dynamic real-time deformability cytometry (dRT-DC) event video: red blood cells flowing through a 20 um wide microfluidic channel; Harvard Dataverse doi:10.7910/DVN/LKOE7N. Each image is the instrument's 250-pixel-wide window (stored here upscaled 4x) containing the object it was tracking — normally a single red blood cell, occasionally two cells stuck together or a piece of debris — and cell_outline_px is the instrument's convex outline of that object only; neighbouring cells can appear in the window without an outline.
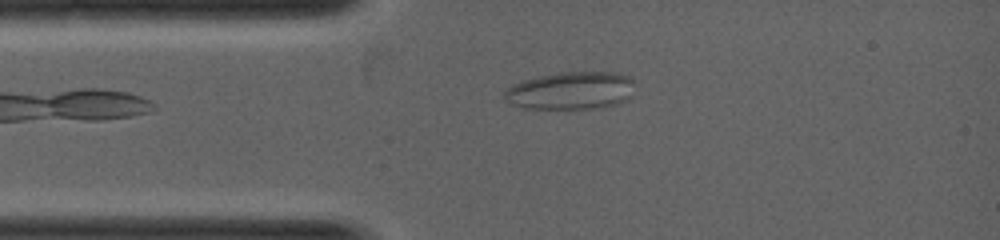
{"species": "common noctule bat (a hibernating species)", "species_latin": "Nyctalus noctula", "temperature_condition": "warm", "stored_images_in_passage": 34, "camera_frame_rate_fps": 5000, "um_per_image_px": 0.085, "animal": {"sex": "female", "body_mass_g": 19.0, "forearm_length_mm": 53.3}, "frame": {"image": 1, "passage_image": 5, "time_ms": 0.8, "image_size_px": [1000, 240], "cell_outline_px": [[632, 96], [628, 100], [616, 104], [596, 108], [520, 108], [504, 100], [504, 92], [512, 84], [524, 80], [540, 76], [564, 72], [616, 72], [632, 76]], "centroid_in_image_um": [48.54, 7.7], "position_along_channel_um": 36.5, "area_um2": 28.67}}
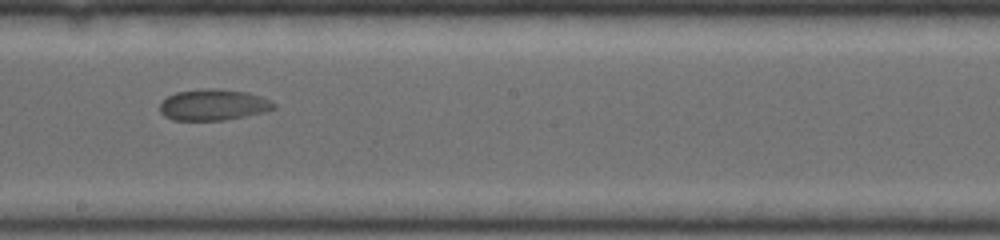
{"frame": {"image": 2, "passage_image": 17, "time_ms": 3.2, "image_size_px": [1000, 240], "cell_outline_px": [[276, 108], [264, 112], [224, 120], [172, 120], [164, 116], [160, 112], [160, 104], [168, 96], [176, 92], [204, 88], [216, 88], [248, 92], [272, 100], [276, 104]], "centroid_in_image_um": [18.15, 8.9], "position_along_channel_um": 230.1, "area_um2": 20.81}}
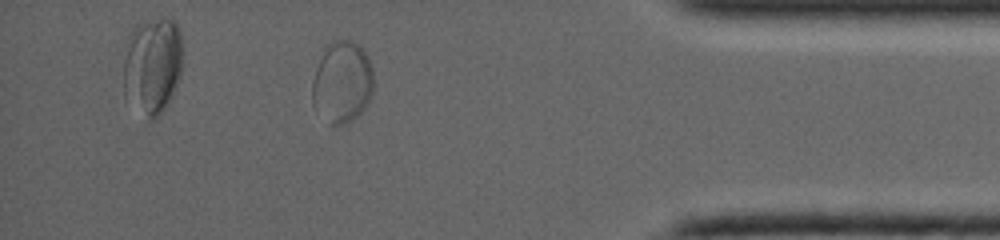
{"frame": {"image": 3, "passage_image": 29, "time_ms": 5.6, "image_size_px": [1000, 240], "cell_outline_px": [[372, 92], [364, 108], [356, 116], [344, 124], [336, 128], [328, 124], [312, 104], [312, 80], [324, 44], [336, 40], [352, 40], [360, 44], [368, 56], [372, 68]], "centroid_in_image_um": [29.05, 6.96], "position_along_channel_um": 406.2, "area_um2": 29.65}}